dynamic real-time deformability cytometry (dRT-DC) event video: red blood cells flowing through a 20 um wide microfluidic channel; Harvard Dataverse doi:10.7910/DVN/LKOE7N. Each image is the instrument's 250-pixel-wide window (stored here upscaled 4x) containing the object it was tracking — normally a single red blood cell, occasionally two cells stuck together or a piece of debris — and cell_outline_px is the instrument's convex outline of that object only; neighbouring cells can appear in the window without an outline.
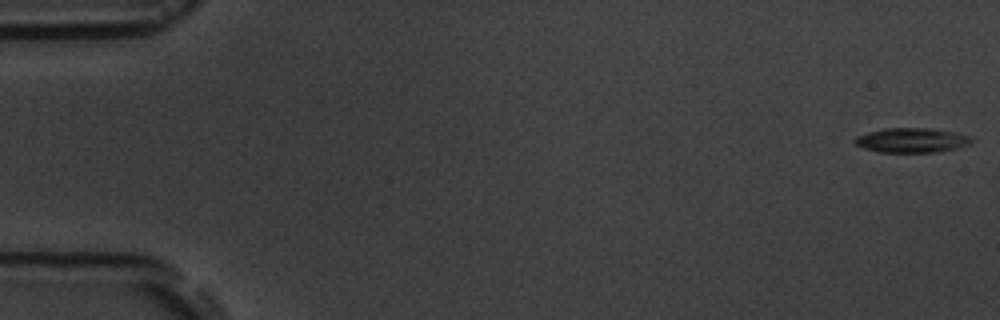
{"species": "common noctule bat (a hibernating species)", "species_latin": "Nyctalus noctula", "temperature_condition": "room temperature", "stored_images_in_passage": 5, "camera_frame_rate_fps": 3000, "um_per_image_px": 0.085, "animal": {"sex": "male", "body_mass_g": 19.5, "forearm_length_mm": 54.6}, "frame": {"image": 1, "passage_image": 1, "time_ms": 0.0, "image_size_px": [1000, 320], "cell_outline_px": [[972, 144], [956, 148], [936, 152], [876, 152], [864, 148], [856, 144], [852, 140], [856, 136], [868, 132], [884, 128], [928, 128], [952, 132], [968, 136], [972, 140]], "centroid_in_image_um": [77.45, 11.92], "position_along_channel_um": 7.6, "area_um2": 16.65}}